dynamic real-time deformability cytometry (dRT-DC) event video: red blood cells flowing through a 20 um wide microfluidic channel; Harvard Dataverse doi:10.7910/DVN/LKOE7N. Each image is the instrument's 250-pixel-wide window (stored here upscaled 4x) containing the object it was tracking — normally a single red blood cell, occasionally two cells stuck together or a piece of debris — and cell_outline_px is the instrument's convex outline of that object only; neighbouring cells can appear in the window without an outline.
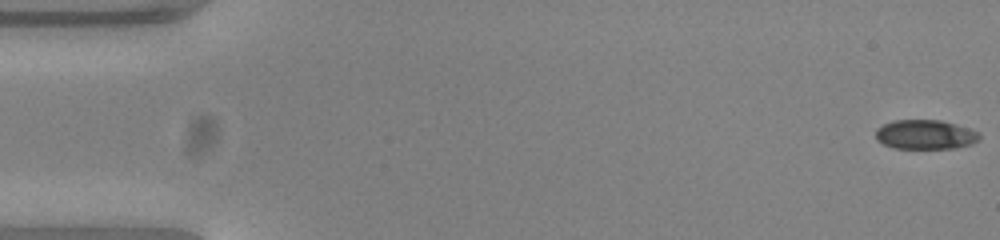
{"species": "common noctule bat (a hibernating species)", "species_latin": "Nyctalus noctula", "temperature_condition": "warm", "stored_images_in_passage": 53, "camera_frame_rate_fps": 3000, "um_per_image_px": 0.085, "animal": {"sex": "female", "body_mass_g": 23.0, "forearm_length_mm": 53.4}, "frame": {"image": 1, "passage_image": 1, "time_ms": 0.0, "image_size_px": [1000, 240], "cell_outline_px": [[980, 140], [972, 144], [956, 148], [892, 148], [876, 140], [876, 128], [884, 124], [896, 120], [940, 120], [956, 124], [980, 132]], "centroid_in_image_um": [78.67, 11.44], "position_along_channel_um": 6.3, "area_um2": 17.86}}
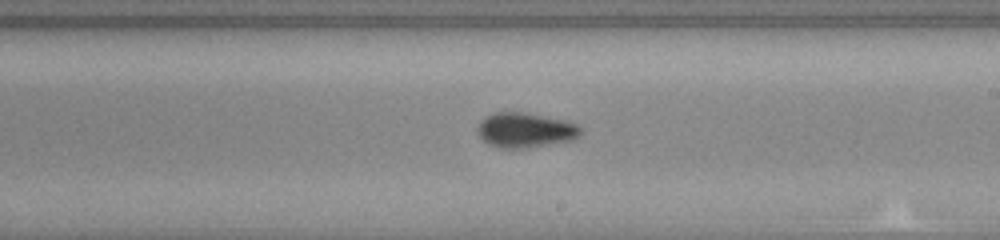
{"frame": {"image": 2, "passage_image": 31, "time_ms": 10.0, "image_size_px": [1000, 240], "cell_outline_px": [[580, 132], [572, 140], [528, 148], [500, 148], [488, 144], [480, 136], [476, 128], [480, 120], [484, 116], [492, 112], [520, 112], [560, 120], [576, 124], [580, 128]], "centroid_in_image_um": [44.55, 11.07], "position_along_channel_um": 244.4, "area_um2": 20.63}}
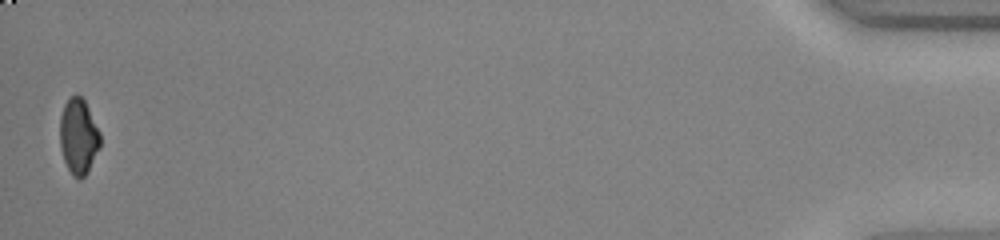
{"frame": {"image": 3, "passage_image": 53, "time_ms": 17.333, "image_size_px": [1000, 240], "cell_outline_px": [[100, 148], [88, 172], [80, 180], [72, 176], [64, 160], [60, 148], [60, 116], [64, 104], [76, 92], [84, 100], [100, 132]], "centroid_in_image_um": [6.67, 11.62], "position_along_channel_um": 428.5, "area_um2": 17.86}, "authors_computed_cell_mechanics": {"area_um2": 19.363, "velocity_mm_per_s": 3.8452, "shape_relaxation_time_tau1_ms": 4.5481, "shape_relaxation_time_tau2_ms": 1.0953, "deformation_change_tau1": 0.1503, "deformation_change_tau2": 0.0417}}